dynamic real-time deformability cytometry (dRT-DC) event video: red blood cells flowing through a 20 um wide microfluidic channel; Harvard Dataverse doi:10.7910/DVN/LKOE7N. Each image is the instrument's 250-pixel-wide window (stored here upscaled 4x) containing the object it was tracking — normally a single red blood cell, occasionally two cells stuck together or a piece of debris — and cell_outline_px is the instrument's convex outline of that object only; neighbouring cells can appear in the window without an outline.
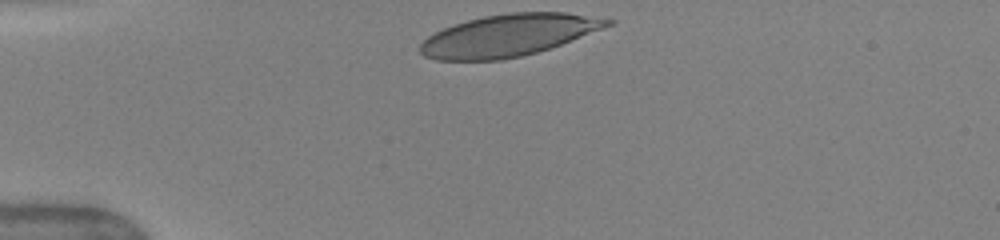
{"species": "human", "species_latin": "Homo sapiens", "temperature_condition": "warm", "stored_images_in_passage": 7, "camera_frame_rate_fps": 3000, "um_per_image_px": 0.085, "donor": {"sex": "female"}, "frame": {"image": 1, "passage_image": 1, "time_ms": 0.0, "image_size_px": [1000, 240], "cell_outline_px": [[616, 20], [612, 24], [604, 28], [560, 44], [536, 52], [520, 56], [500, 60], [436, 60], [424, 56], [420, 52], [420, 44], [428, 36], [444, 28], [468, 20], [484, 16], [508, 12], [564, 12]], "centroid_in_image_um": [43.21, 3.0], "position_along_channel_um": 41.8, "area_um2": 45.32}}